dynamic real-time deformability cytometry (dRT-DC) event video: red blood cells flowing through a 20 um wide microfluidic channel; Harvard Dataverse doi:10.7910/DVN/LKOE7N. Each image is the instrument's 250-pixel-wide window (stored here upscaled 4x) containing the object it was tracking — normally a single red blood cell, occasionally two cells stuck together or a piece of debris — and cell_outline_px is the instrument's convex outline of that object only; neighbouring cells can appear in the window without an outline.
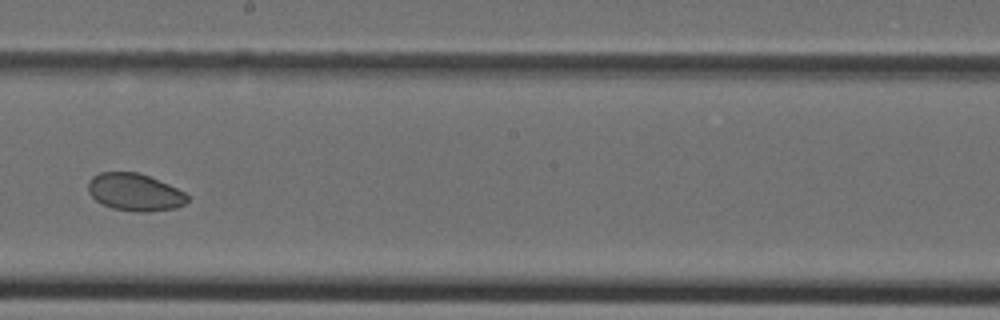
{"species": "Egyptian fruit bat (a non-hibernating species)", "species_latin": "Rousettus aegyptiacus", "temperature_condition": "cold", "stored_images_in_passage": 30, "camera_frame_rate_fps": 3000, "um_per_image_px": 0.085, "animal": {"sex": "female"}, "frame": {"image": 1, "passage_image": 13, "time_ms": 4.0, "image_size_px": [1000, 320], "cell_outline_px": [[188, 200], [184, 204], [176, 208], [144, 212], [132, 212], [112, 208], [96, 200], [88, 192], [88, 184], [92, 176], [100, 172], [136, 172], [148, 176], [168, 184], [184, 192], [188, 196]], "centroid_in_image_um": [11.44, 16.34], "position_along_channel_um": 236.8, "area_um2": 21.5}}